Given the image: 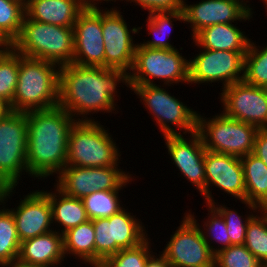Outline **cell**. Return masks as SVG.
Instances as JSON below:
<instances>
[{
	"instance_id": "6da1fadb",
	"label": "cell",
	"mask_w": 267,
	"mask_h": 267,
	"mask_svg": "<svg viewBox=\"0 0 267 267\" xmlns=\"http://www.w3.org/2000/svg\"><path fill=\"white\" fill-rule=\"evenodd\" d=\"M124 84L126 91H131L130 77L126 71L73 63L62 65L59 70L58 106L69 112L76 121H97L93 114L100 112L111 116L122 109L117 104L121 97L118 87L125 88Z\"/></svg>"
},
{
	"instance_id": "7a4b0ae2",
	"label": "cell",
	"mask_w": 267,
	"mask_h": 267,
	"mask_svg": "<svg viewBox=\"0 0 267 267\" xmlns=\"http://www.w3.org/2000/svg\"><path fill=\"white\" fill-rule=\"evenodd\" d=\"M26 116L28 177L47 182L66 166L69 132L76 120L59 106Z\"/></svg>"
},
{
	"instance_id": "3957f363",
	"label": "cell",
	"mask_w": 267,
	"mask_h": 267,
	"mask_svg": "<svg viewBox=\"0 0 267 267\" xmlns=\"http://www.w3.org/2000/svg\"><path fill=\"white\" fill-rule=\"evenodd\" d=\"M59 70L56 63L19 53L18 82L11 110L26 113L58 106Z\"/></svg>"
},
{
	"instance_id": "277c9868",
	"label": "cell",
	"mask_w": 267,
	"mask_h": 267,
	"mask_svg": "<svg viewBox=\"0 0 267 267\" xmlns=\"http://www.w3.org/2000/svg\"><path fill=\"white\" fill-rule=\"evenodd\" d=\"M160 134L164 136L189 135L197 132L198 111L180 97L172 95L170 85H130ZM169 90V91H168ZM177 97V98H176ZM179 130V131H178Z\"/></svg>"
},
{
	"instance_id": "5b68a950",
	"label": "cell",
	"mask_w": 267,
	"mask_h": 267,
	"mask_svg": "<svg viewBox=\"0 0 267 267\" xmlns=\"http://www.w3.org/2000/svg\"><path fill=\"white\" fill-rule=\"evenodd\" d=\"M105 127L99 120L76 121L69 132L66 166L120 165L122 151L116 143L117 137H112L109 128Z\"/></svg>"
},
{
	"instance_id": "8992f818",
	"label": "cell",
	"mask_w": 267,
	"mask_h": 267,
	"mask_svg": "<svg viewBox=\"0 0 267 267\" xmlns=\"http://www.w3.org/2000/svg\"><path fill=\"white\" fill-rule=\"evenodd\" d=\"M74 28L41 23L26 16L18 37L10 45L22 56L71 64L74 57Z\"/></svg>"
},
{
	"instance_id": "52a82bcc",
	"label": "cell",
	"mask_w": 267,
	"mask_h": 267,
	"mask_svg": "<svg viewBox=\"0 0 267 267\" xmlns=\"http://www.w3.org/2000/svg\"><path fill=\"white\" fill-rule=\"evenodd\" d=\"M179 50L183 48L151 49L138 41L130 85H189V59Z\"/></svg>"
},
{
	"instance_id": "ba28073f",
	"label": "cell",
	"mask_w": 267,
	"mask_h": 267,
	"mask_svg": "<svg viewBox=\"0 0 267 267\" xmlns=\"http://www.w3.org/2000/svg\"><path fill=\"white\" fill-rule=\"evenodd\" d=\"M258 130L249 123L226 117L221 111L210 117L198 113L197 133L207 151L242 158L252 153Z\"/></svg>"
},
{
	"instance_id": "9c48e42d",
	"label": "cell",
	"mask_w": 267,
	"mask_h": 267,
	"mask_svg": "<svg viewBox=\"0 0 267 267\" xmlns=\"http://www.w3.org/2000/svg\"><path fill=\"white\" fill-rule=\"evenodd\" d=\"M92 222L95 230V267L121 249L139 246L150 236L142 218L130 212L127 206L109 218L93 219Z\"/></svg>"
},
{
	"instance_id": "30bf717a",
	"label": "cell",
	"mask_w": 267,
	"mask_h": 267,
	"mask_svg": "<svg viewBox=\"0 0 267 267\" xmlns=\"http://www.w3.org/2000/svg\"><path fill=\"white\" fill-rule=\"evenodd\" d=\"M27 135L26 113L12 111L0 121V189L18 188L28 176Z\"/></svg>"
},
{
	"instance_id": "8fae6325",
	"label": "cell",
	"mask_w": 267,
	"mask_h": 267,
	"mask_svg": "<svg viewBox=\"0 0 267 267\" xmlns=\"http://www.w3.org/2000/svg\"><path fill=\"white\" fill-rule=\"evenodd\" d=\"M119 165L108 167L65 166L54 176L55 186L70 197L82 199L95 191L124 190L137 178Z\"/></svg>"
},
{
	"instance_id": "7c38bea8",
	"label": "cell",
	"mask_w": 267,
	"mask_h": 267,
	"mask_svg": "<svg viewBox=\"0 0 267 267\" xmlns=\"http://www.w3.org/2000/svg\"><path fill=\"white\" fill-rule=\"evenodd\" d=\"M116 7L115 4L110 8L105 5L102 7L104 67L130 73L138 45L134 40L135 35H139L143 28L137 25L131 28L125 16L122 15L121 8Z\"/></svg>"
},
{
	"instance_id": "4fadbf2b",
	"label": "cell",
	"mask_w": 267,
	"mask_h": 267,
	"mask_svg": "<svg viewBox=\"0 0 267 267\" xmlns=\"http://www.w3.org/2000/svg\"><path fill=\"white\" fill-rule=\"evenodd\" d=\"M196 48L199 52L189 57V87H200L201 84L213 87L215 83H222V90L243 80L244 55L247 51L207 50L198 46Z\"/></svg>"
},
{
	"instance_id": "5bb4252c",
	"label": "cell",
	"mask_w": 267,
	"mask_h": 267,
	"mask_svg": "<svg viewBox=\"0 0 267 267\" xmlns=\"http://www.w3.org/2000/svg\"><path fill=\"white\" fill-rule=\"evenodd\" d=\"M162 251L172 267H214L215 255L203 238L199 225L185 212Z\"/></svg>"
},
{
	"instance_id": "9a60e30c",
	"label": "cell",
	"mask_w": 267,
	"mask_h": 267,
	"mask_svg": "<svg viewBox=\"0 0 267 267\" xmlns=\"http://www.w3.org/2000/svg\"><path fill=\"white\" fill-rule=\"evenodd\" d=\"M183 0L184 23L189 25L191 39L201 30L215 24L249 23L255 16L249 0ZM248 20V22H247Z\"/></svg>"
},
{
	"instance_id": "2e32d148",
	"label": "cell",
	"mask_w": 267,
	"mask_h": 267,
	"mask_svg": "<svg viewBox=\"0 0 267 267\" xmlns=\"http://www.w3.org/2000/svg\"><path fill=\"white\" fill-rule=\"evenodd\" d=\"M220 92V109L223 107L220 111L226 117L249 123L258 129H267V88L242 80Z\"/></svg>"
},
{
	"instance_id": "e0dca14e",
	"label": "cell",
	"mask_w": 267,
	"mask_h": 267,
	"mask_svg": "<svg viewBox=\"0 0 267 267\" xmlns=\"http://www.w3.org/2000/svg\"><path fill=\"white\" fill-rule=\"evenodd\" d=\"M204 163L206 192L201 197L205 205H212L218 201L214 193L212 194V190H216L214 188H218V192L220 190L221 194H226V197H232L236 201L245 200L244 170L239 157L206 150Z\"/></svg>"
},
{
	"instance_id": "ac0fdd59",
	"label": "cell",
	"mask_w": 267,
	"mask_h": 267,
	"mask_svg": "<svg viewBox=\"0 0 267 267\" xmlns=\"http://www.w3.org/2000/svg\"><path fill=\"white\" fill-rule=\"evenodd\" d=\"M166 154L176 167L178 174L192 185L202 196L206 192L205 147L201 136L195 132L190 135L164 136Z\"/></svg>"
},
{
	"instance_id": "d6986e66",
	"label": "cell",
	"mask_w": 267,
	"mask_h": 267,
	"mask_svg": "<svg viewBox=\"0 0 267 267\" xmlns=\"http://www.w3.org/2000/svg\"><path fill=\"white\" fill-rule=\"evenodd\" d=\"M73 64L104 67L102 6L87 5L74 24Z\"/></svg>"
},
{
	"instance_id": "ffe728a7",
	"label": "cell",
	"mask_w": 267,
	"mask_h": 267,
	"mask_svg": "<svg viewBox=\"0 0 267 267\" xmlns=\"http://www.w3.org/2000/svg\"><path fill=\"white\" fill-rule=\"evenodd\" d=\"M13 214L20 242L54 230L52 210L48 195L43 190H30L23 195ZM23 198V199H22Z\"/></svg>"
},
{
	"instance_id": "44dd1931",
	"label": "cell",
	"mask_w": 267,
	"mask_h": 267,
	"mask_svg": "<svg viewBox=\"0 0 267 267\" xmlns=\"http://www.w3.org/2000/svg\"><path fill=\"white\" fill-rule=\"evenodd\" d=\"M67 261L63 234L52 230L20 243L16 264L36 267H59Z\"/></svg>"
},
{
	"instance_id": "7402d4cb",
	"label": "cell",
	"mask_w": 267,
	"mask_h": 267,
	"mask_svg": "<svg viewBox=\"0 0 267 267\" xmlns=\"http://www.w3.org/2000/svg\"><path fill=\"white\" fill-rule=\"evenodd\" d=\"M86 6L84 0H27L25 16L41 23L74 27Z\"/></svg>"
},
{
	"instance_id": "603a6c76",
	"label": "cell",
	"mask_w": 267,
	"mask_h": 267,
	"mask_svg": "<svg viewBox=\"0 0 267 267\" xmlns=\"http://www.w3.org/2000/svg\"><path fill=\"white\" fill-rule=\"evenodd\" d=\"M238 23L215 24L199 31L190 45L207 50L248 51L251 38Z\"/></svg>"
},
{
	"instance_id": "cb8c5ba5",
	"label": "cell",
	"mask_w": 267,
	"mask_h": 267,
	"mask_svg": "<svg viewBox=\"0 0 267 267\" xmlns=\"http://www.w3.org/2000/svg\"><path fill=\"white\" fill-rule=\"evenodd\" d=\"M51 190H42L48 195L52 210L54 230L64 234L69 229L89 220L81 199L70 197L52 184ZM57 227V228H56ZM57 229V230H56Z\"/></svg>"
},
{
	"instance_id": "d4e9b609",
	"label": "cell",
	"mask_w": 267,
	"mask_h": 267,
	"mask_svg": "<svg viewBox=\"0 0 267 267\" xmlns=\"http://www.w3.org/2000/svg\"><path fill=\"white\" fill-rule=\"evenodd\" d=\"M16 187L0 189V267H11L16 264L20 249L13 214L7 205L16 193Z\"/></svg>"
},
{
	"instance_id": "484cf974",
	"label": "cell",
	"mask_w": 267,
	"mask_h": 267,
	"mask_svg": "<svg viewBox=\"0 0 267 267\" xmlns=\"http://www.w3.org/2000/svg\"><path fill=\"white\" fill-rule=\"evenodd\" d=\"M64 254L85 264L95 267V230L92 220L69 229L63 234Z\"/></svg>"
},
{
	"instance_id": "4316f807",
	"label": "cell",
	"mask_w": 267,
	"mask_h": 267,
	"mask_svg": "<svg viewBox=\"0 0 267 267\" xmlns=\"http://www.w3.org/2000/svg\"><path fill=\"white\" fill-rule=\"evenodd\" d=\"M180 21L184 23L183 11L154 12L147 15L146 31L151 39H143L140 44L151 49H176L171 42L170 35L173 33L174 23ZM173 28V29H172ZM154 38V39H153Z\"/></svg>"
},
{
	"instance_id": "83f0119b",
	"label": "cell",
	"mask_w": 267,
	"mask_h": 267,
	"mask_svg": "<svg viewBox=\"0 0 267 267\" xmlns=\"http://www.w3.org/2000/svg\"><path fill=\"white\" fill-rule=\"evenodd\" d=\"M240 159L244 170L245 200L258 207L267 202V166L252 153Z\"/></svg>"
},
{
	"instance_id": "f1b7e54d",
	"label": "cell",
	"mask_w": 267,
	"mask_h": 267,
	"mask_svg": "<svg viewBox=\"0 0 267 267\" xmlns=\"http://www.w3.org/2000/svg\"><path fill=\"white\" fill-rule=\"evenodd\" d=\"M206 209L208 210L207 216L205 215L201 223H199V219H196L198 215L196 216L194 212H191L192 209L185 211L199 225L203 238L215 255L222 249L231 246V241L222 215L212 205L206 204Z\"/></svg>"
},
{
	"instance_id": "f546056e",
	"label": "cell",
	"mask_w": 267,
	"mask_h": 267,
	"mask_svg": "<svg viewBox=\"0 0 267 267\" xmlns=\"http://www.w3.org/2000/svg\"><path fill=\"white\" fill-rule=\"evenodd\" d=\"M239 202L244 205V208L242 207V209L247 208L245 209L246 213L244 212V216L243 213L241 215V213L232 208V206L230 208L224 203L220 204V202L218 203L217 201L212 204V206L222 215L225 221L231 245H241L245 243L248 222L258 212L257 206L247 202L246 200Z\"/></svg>"
},
{
	"instance_id": "4dcf8cb0",
	"label": "cell",
	"mask_w": 267,
	"mask_h": 267,
	"mask_svg": "<svg viewBox=\"0 0 267 267\" xmlns=\"http://www.w3.org/2000/svg\"><path fill=\"white\" fill-rule=\"evenodd\" d=\"M121 191L123 190H98L83 197L81 200L89 220L109 218L123 209L126 205L121 199L124 196Z\"/></svg>"
},
{
	"instance_id": "1f68e13d",
	"label": "cell",
	"mask_w": 267,
	"mask_h": 267,
	"mask_svg": "<svg viewBox=\"0 0 267 267\" xmlns=\"http://www.w3.org/2000/svg\"><path fill=\"white\" fill-rule=\"evenodd\" d=\"M253 41L251 39L244 55L243 80L253 86L267 88V44L260 46Z\"/></svg>"
},
{
	"instance_id": "d6a6232c",
	"label": "cell",
	"mask_w": 267,
	"mask_h": 267,
	"mask_svg": "<svg viewBox=\"0 0 267 267\" xmlns=\"http://www.w3.org/2000/svg\"><path fill=\"white\" fill-rule=\"evenodd\" d=\"M24 17V3L16 0H0V38L8 45L18 37Z\"/></svg>"
},
{
	"instance_id": "836d02e7",
	"label": "cell",
	"mask_w": 267,
	"mask_h": 267,
	"mask_svg": "<svg viewBox=\"0 0 267 267\" xmlns=\"http://www.w3.org/2000/svg\"><path fill=\"white\" fill-rule=\"evenodd\" d=\"M19 71V53L10 45L0 55V98L9 104L15 94Z\"/></svg>"
},
{
	"instance_id": "e575fe53",
	"label": "cell",
	"mask_w": 267,
	"mask_h": 267,
	"mask_svg": "<svg viewBox=\"0 0 267 267\" xmlns=\"http://www.w3.org/2000/svg\"><path fill=\"white\" fill-rule=\"evenodd\" d=\"M149 236L139 246L121 249L115 255L107 258L98 267H145L148 258L154 253V242ZM153 243H151V242ZM152 246V248H151Z\"/></svg>"
},
{
	"instance_id": "d590c367",
	"label": "cell",
	"mask_w": 267,
	"mask_h": 267,
	"mask_svg": "<svg viewBox=\"0 0 267 267\" xmlns=\"http://www.w3.org/2000/svg\"><path fill=\"white\" fill-rule=\"evenodd\" d=\"M244 245L267 267V223L259 212L248 222Z\"/></svg>"
},
{
	"instance_id": "8d00e7d4",
	"label": "cell",
	"mask_w": 267,
	"mask_h": 267,
	"mask_svg": "<svg viewBox=\"0 0 267 267\" xmlns=\"http://www.w3.org/2000/svg\"><path fill=\"white\" fill-rule=\"evenodd\" d=\"M214 267H265L244 244L222 249L214 258Z\"/></svg>"
},
{
	"instance_id": "74e56055",
	"label": "cell",
	"mask_w": 267,
	"mask_h": 267,
	"mask_svg": "<svg viewBox=\"0 0 267 267\" xmlns=\"http://www.w3.org/2000/svg\"><path fill=\"white\" fill-rule=\"evenodd\" d=\"M124 1L126 6L132 4L143 9L147 14L154 12H173L182 10L183 0H118ZM129 2V3H128ZM128 3V4H127Z\"/></svg>"
},
{
	"instance_id": "f35d334b",
	"label": "cell",
	"mask_w": 267,
	"mask_h": 267,
	"mask_svg": "<svg viewBox=\"0 0 267 267\" xmlns=\"http://www.w3.org/2000/svg\"><path fill=\"white\" fill-rule=\"evenodd\" d=\"M252 154L267 166V129H259L255 136Z\"/></svg>"
},
{
	"instance_id": "ab89813d",
	"label": "cell",
	"mask_w": 267,
	"mask_h": 267,
	"mask_svg": "<svg viewBox=\"0 0 267 267\" xmlns=\"http://www.w3.org/2000/svg\"><path fill=\"white\" fill-rule=\"evenodd\" d=\"M153 253L147 260L145 267H172L168 260L160 253Z\"/></svg>"
},
{
	"instance_id": "60d3db41",
	"label": "cell",
	"mask_w": 267,
	"mask_h": 267,
	"mask_svg": "<svg viewBox=\"0 0 267 267\" xmlns=\"http://www.w3.org/2000/svg\"><path fill=\"white\" fill-rule=\"evenodd\" d=\"M12 112L10 104L0 98V121Z\"/></svg>"
},
{
	"instance_id": "b9f144b4",
	"label": "cell",
	"mask_w": 267,
	"mask_h": 267,
	"mask_svg": "<svg viewBox=\"0 0 267 267\" xmlns=\"http://www.w3.org/2000/svg\"><path fill=\"white\" fill-rule=\"evenodd\" d=\"M84 2L87 5H99L100 4V6H101V4L103 5L105 2H106V5H108L107 3H109V2H110V4L113 5L115 2L118 3V0H84ZM111 2H113V3H111Z\"/></svg>"
},
{
	"instance_id": "7bdbcfd3",
	"label": "cell",
	"mask_w": 267,
	"mask_h": 267,
	"mask_svg": "<svg viewBox=\"0 0 267 267\" xmlns=\"http://www.w3.org/2000/svg\"><path fill=\"white\" fill-rule=\"evenodd\" d=\"M258 212L261 214V216L265 219L267 223V202L259 205L257 207Z\"/></svg>"
},
{
	"instance_id": "ee69618b",
	"label": "cell",
	"mask_w": 267,
	"mask_h": 267,
	"mask_svg": "<svg viewBox=\"0 0 267 267\" xmlns=\"http://www.w3.org/2000/svg\"><path fill=\"white\" fill-rule=\"evenodd\" d=\"M9 45L4 41L0 40V55L3 53V51L8 47Z\"/></svg>"
},
{
	"instance_id": "f6af8a7d",
	"label": "cell",
	"mask_w": 267,
	"mask_h": 267,
	"mask_svg": "<svg viewBox=\"0 0 267 267\" xmlns=\"http://www.w3.org/2000/svg\"><path fill=\"white\" fill-rule=\"evenodd\" d=\"M11 267H36V266H26V265H21V264H15ZM62 267H65V266H62Z\"/></svg>"
},
{
	"instance_id": "bcb514c9",
	"label": "cell",
	"mask_w": 267,
	"mask_h": 267,
	"mask_svg": "<svg viewBox=\"0 0 267 267\" xmlns=\"http://www.w3.org/2000/svg\"><path fill=\"white\" fill-rule=\"evenodd\" d=\"M260 1H262V3H264L263 5L265 6L264 8H265V10H267V0H260ZM266 13H267V11H265Z\"/></svg>"
},
{
	"instance_id": "7dc6e473",
	"label": "cell",
	"mask_w": 267,
	"mask_h": 267,
	"mask_svg": "<svg viewBox=\"0 0 267 267\" xmlns=\"http://www.w3.org/2000/svg\"><path fill=\"white\" fill-rule=\"evenodd\" d=\"M16 1H19V2L24 3V4H26V2H27V0H16Z\"/></svg>"
}]
</instances>
